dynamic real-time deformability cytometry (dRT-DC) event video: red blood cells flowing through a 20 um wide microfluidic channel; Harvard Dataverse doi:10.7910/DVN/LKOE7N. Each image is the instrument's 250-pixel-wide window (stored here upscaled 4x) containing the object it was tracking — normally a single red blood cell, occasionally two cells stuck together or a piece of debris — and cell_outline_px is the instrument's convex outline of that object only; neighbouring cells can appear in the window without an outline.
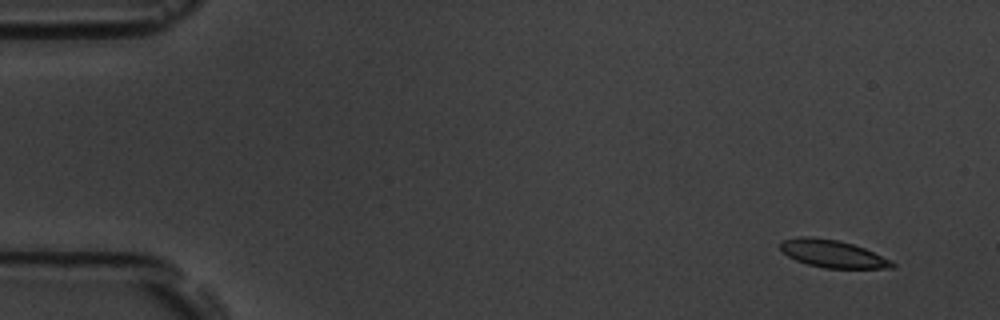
{"species": "common noctule bat (a hibernating species)", "species_latin": "Nyctalus noctula", "temperature_condition": "room temperature", "stored_images_in_passage": 14, "camera_frame_rate_fps": 3000, "um_per_image_px": 0.085, "animal": {"sex": "male", "body_mass_g": 19.5, "forearm_length_mm": 54.6}, "frame": {"image": 1, "passage_image": 1, "time_ms": 0.0, "image_size_px": [1000, 320], "cell_outline_px": [[896, 268], [824, 268], [808, 264], [796, 260], [788, 256], [780, 248], [780, 244], [784, 240], [800, 236], [808, 236], [840, 240], [864, 248], [892, 260], [896, 264]], "centroid_in_image_um": [70.81, 21.57], "position_along_channel_um": 14.2, "area_um2": 17.92}}
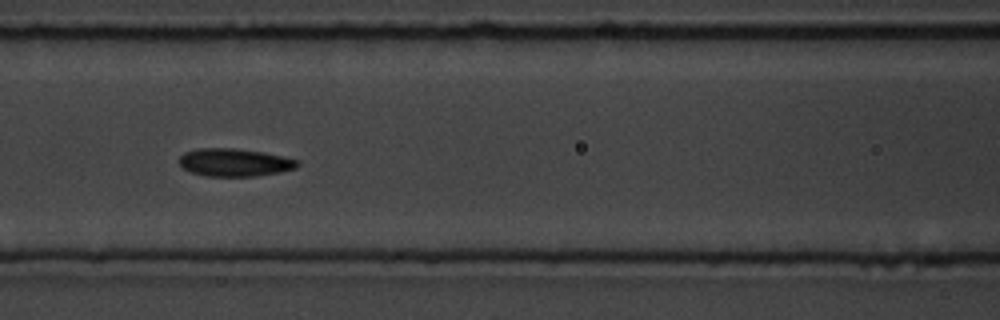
{"frame": {"image": 2, "passage_image": 6, "time_ms": 1.667, "image_size_px": [1000, 320], "cell_outline_px": [[300, 164], [296, 168], [280, 172], [256, 176], [204, 176], [192, 172], [184, 168], [180, 164], [180, 156], [184, 152], [196, 148], [232, 148], [260, 152], [284, 156], [300, 160]], "centroid_in_image_um": [19.96, 13.8], "position_along_channel_um": 146.6, "area_um2": 19.19}}
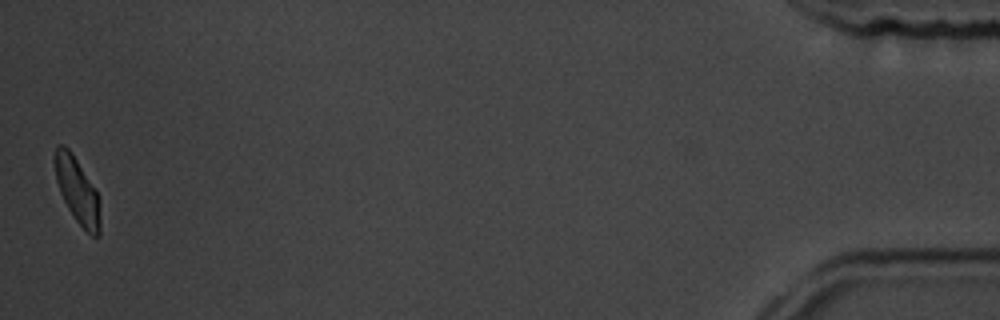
{"frame": {"image": 3, "passage_image": 14, "time_ms": 4.333, "image_size_px": [1000, 320], "cell_outline_px": [[100, 236], [92, 236], [76, 220], [68, 208], [60, 192], [56, 180], [56, 144], [64, 144], [68, 148], [76, 160], [96, 192], [100, 220]], "centroid_in_image_um": [6.56, 16.23], "position_along_channel_um": 428.6, "area_um2": 16.47}}